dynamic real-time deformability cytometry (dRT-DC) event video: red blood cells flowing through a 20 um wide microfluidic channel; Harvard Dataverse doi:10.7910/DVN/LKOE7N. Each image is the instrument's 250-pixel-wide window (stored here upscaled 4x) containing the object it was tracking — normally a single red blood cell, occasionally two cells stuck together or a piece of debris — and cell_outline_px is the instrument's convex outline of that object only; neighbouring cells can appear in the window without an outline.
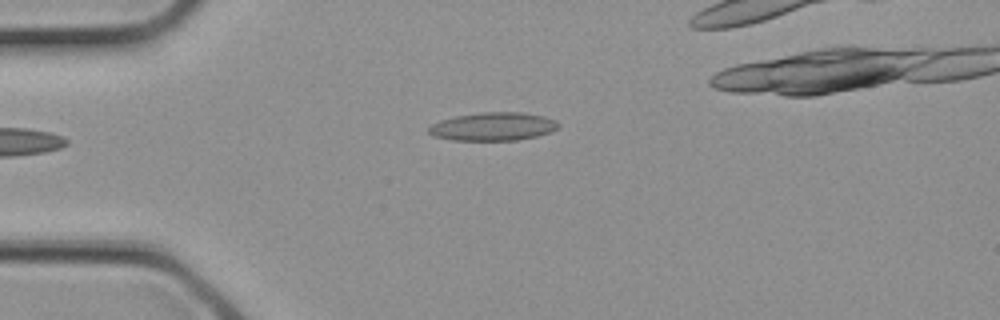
{"species": "common noctule bat (a hibernating species)", "species_latin": "Nyctalus noctula", "temperature_condition": "cold", "stored_images_in_passage": 3, "camera_frame_rate_fps": 3000, "um_per_image_px": 0.085, "animal": {"sex": "female", "body_mass_g": 21.9}, "frame": {"image": 1, "passage_image": 3, "time_ms": 0.667, "image_size_px": [1000, 320], "cell_outline_px": [[560, 124], [556, 128], [548, 132], [536, 136], [516, 140], [452, 140], [432, 136], [428, 132], [428, 128], [432, 124], [440, 120], [456, 116], [480, 112], [520, 112], [544, 116], [556, 120]], "centroid_in_image_um": [41.88, 10.75], "position_along_channel_um": 43.1, "area_um2": 21.27}}